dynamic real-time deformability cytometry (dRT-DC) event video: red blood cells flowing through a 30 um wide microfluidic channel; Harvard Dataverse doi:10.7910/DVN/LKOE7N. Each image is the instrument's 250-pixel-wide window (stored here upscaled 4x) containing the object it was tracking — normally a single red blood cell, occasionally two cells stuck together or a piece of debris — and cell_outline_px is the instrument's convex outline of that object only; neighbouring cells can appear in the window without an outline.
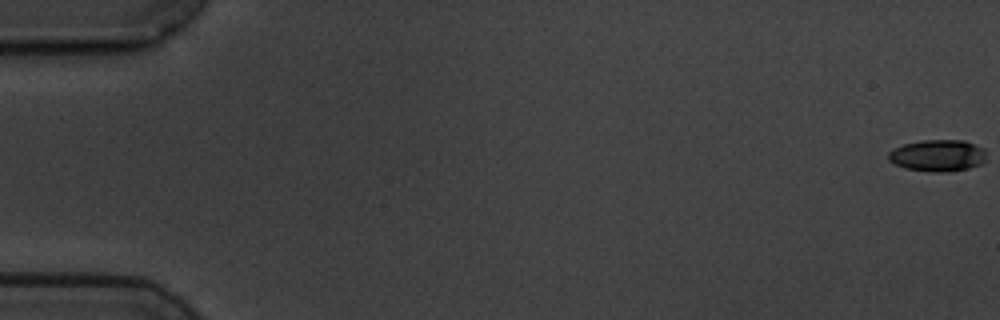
{"species": "common noctule bat (a hibernating species)", "species_latin": "Nyctalus noctula", "temperature_condition": "cold", "stored_images_in_passage": 6, "camera_frame_rate_fps": 3000, "um_per_image_px": 0.085, "animal": {"sex": "male", "body_mass_g": 19.5, "forearm_length_mm": 54.6}, "frame": {"image": 1, "passage_image": 1, "time_ms": 0.0, "image_size_px": [1000, 320], "cell_outline_px": [[984, 160], [980, 164], [968, 168], [948, 172], [932, 172], [904, 168], [888, 160], [888, 152], [892, 148], [904, 144], [924, 140], [964, 140], [984, 148]], "centroid_in_image_um": [79.67, 13.22], "position_along_channel_um": 5.3, "area_um2": 18.09}}
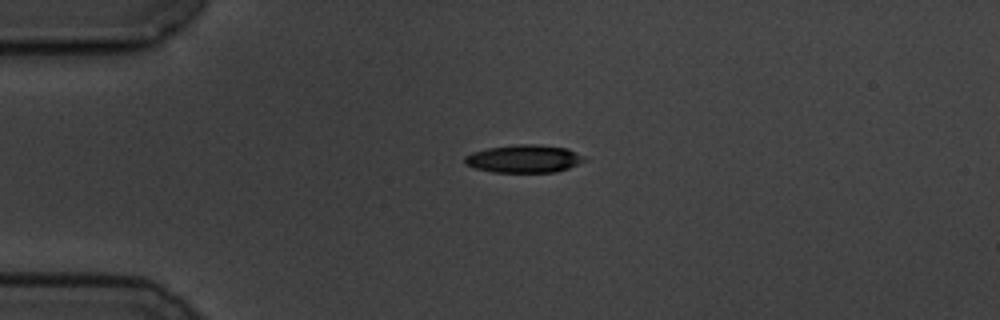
{"frame": {"image": 2, "passage_image": 5, "time_ms": 4.667, "image_size_px": [1000, 320], "cell_outline_px": [[588, 160], [568, 168], [556, 172], [492, 172], [476, 168], [464, 164], [464, 156], [472, 152], [488, 148], [520, 144], [536, 144], [568, 148], [584, 156]], "centroid_in_image_um": [44.55, 13.49], "position_along_channel_um": 40.4, "area_um2": 19.48}}